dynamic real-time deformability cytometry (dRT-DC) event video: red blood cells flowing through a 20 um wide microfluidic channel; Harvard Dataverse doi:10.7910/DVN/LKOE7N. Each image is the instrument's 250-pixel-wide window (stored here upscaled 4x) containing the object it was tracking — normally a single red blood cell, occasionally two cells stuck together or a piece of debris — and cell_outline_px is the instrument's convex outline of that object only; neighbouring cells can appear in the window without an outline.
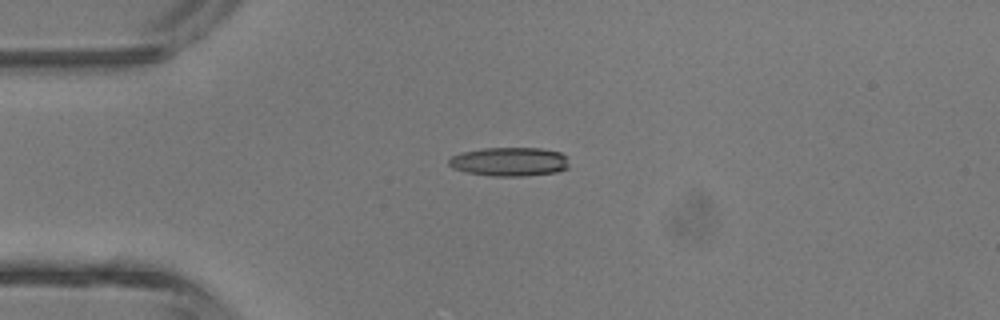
{"species": "common noctule bat (a hibernating species)", "species_latin": "Nyctalus noctula", "temperature_condition": "room temperature", "stored_images_in_passage": 3, "camera_frame_rate_fps": 3000, "um_per_image_px": 0.085, "animal": {"sex": "male", "body_mass_g": 13.3}, "frame": {"image": 1, "passage_image": 2, "time_ms": 1.0, "image_size_px": [1000, 320], "cell_outline_px": [[568, 168], [556, 172], [524, 176], [492, 176], [468, 172], [452, 168], [448, 164], [448, 160], [452, 156], [460, 152], [484, 148], [540, 148], [560, 152], [568, 156]], "centroid_in_image_um": [43.31, 13.74], "position_along_channel_um": 41.7, "area_um2": 20.35}}